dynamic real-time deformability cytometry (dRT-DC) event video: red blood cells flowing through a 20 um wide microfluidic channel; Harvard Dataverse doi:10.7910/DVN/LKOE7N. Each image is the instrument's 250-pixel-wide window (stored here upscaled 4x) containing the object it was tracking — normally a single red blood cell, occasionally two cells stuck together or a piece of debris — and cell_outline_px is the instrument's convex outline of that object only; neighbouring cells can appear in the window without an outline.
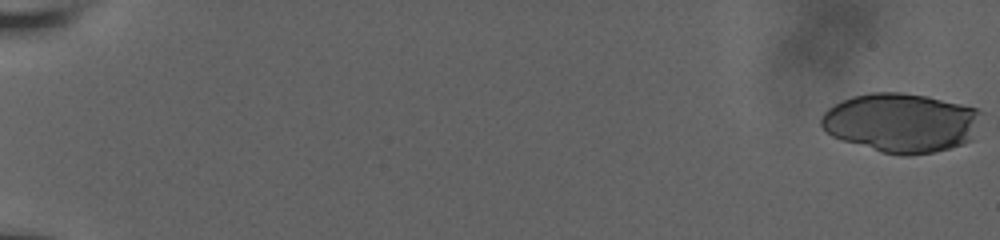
{"species": "human", "species_latin": "Homo sapiens", "temperature_condition": "room temperature", "stored_images_in_passage": 24, "camera_frame_rate_fps": 3000, "um_per_image_px": 0.085, "donor": {"sex": "male"}, "frame": {"image": 1, "passage_image": 1, "time_ms": 0.0, "image_size_px": [1000, 240], "cell_outline_px": [[984, 112], [972, 140], [964, 144], [932, 152], [908, 156], [900, 156], [880, 152], [832, 136], [820, 124], [820, 116], [828, 108], [852, 96], [872, 92], [904, 92], [928, 96], [976, 108]], "centroid_in_image_um": [76.63, 10.43], "position_along_channel_um": 8.4, "area_um2": 55.49}}
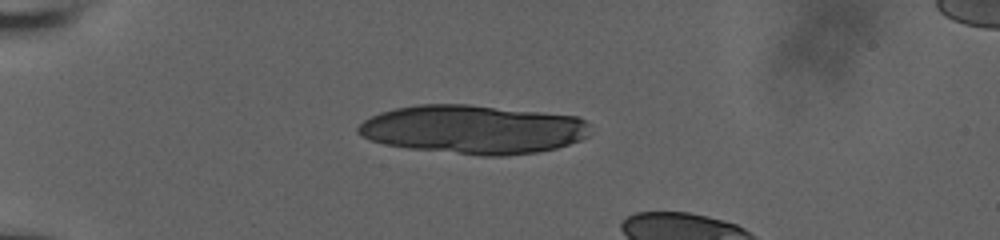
{"frame": {"image": 2, "passage_image": 18, "time_ms": 5.667, "image_size_px": [1000, 240], "cell_outline_px": [[588, 136], [580, 140], [556, 148], [536, 152], [508, 156], [484, 156], [408, 148], [384, 144], [368, 140], [356, 132], [356, 128], [364, 120], [380, 112], [396, 108], [420, 104], [468, 104], [576, 116], [584, 120], [588, 124]], "centroid_in_image_um": [40.18, 11.0], "position_along_channel_um": 44.8, "area_um2": 65.89}}